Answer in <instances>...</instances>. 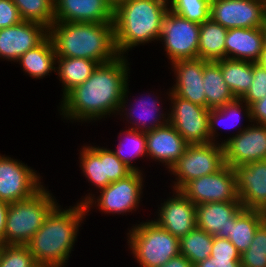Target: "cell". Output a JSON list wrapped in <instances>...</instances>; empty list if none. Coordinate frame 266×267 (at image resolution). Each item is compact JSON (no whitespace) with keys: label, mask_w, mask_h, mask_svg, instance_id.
I'll use <instances>...</instances> for the list:
<instances>
[{"label":"cell","mask_w":266,"mask_h":267,"mask_svg":"<svg viewBox=\"0 0 266 267\" xmlns=\"http://www.w3.org/2000/svg\"><path fill=\"white\" fill-rule=\"evenodd\" d=\"M126 57L118 56L109 63L99 64L84 83L75 86L61 99L60 115L67 121L87 123L110 114L117 115L130 76Z\"/></svg>","instance_id":"6da1fadb"},{"label":"cell","mask_w":266,"mask_h":267,"mask_svg":"<svg viewBox=\"0 0 266 267\" xmlns=\"http://www.w3.org/2000/svg\"><path fill=\"white\" fill-rule=\"evenodd\" d=\"M57 204L46 216L41 228L27 244L37 264L64 267L87 211L84 204L63 209Z\"/></svg>","instance_id":"7a4b0ae2"},{"label":"cell","mask_w":266,"mask_h":267,"mask_svg":"<svg viewBox=\"0 0 266 267\" xmlns=\"http://www.w3.org/2000/svg\"><path fill=\"white\" fill-rule=\"evenodd\" d=\"M49 37L57 57L84 58L105 64L119 56L114 23L53 22Z\"/></svg>","instance_id":"3957f363"},{"label":"cell","mask_w":266,"mask_h":267,"mask_svg":"<svg viewBox=\"0 0 266 267\" xmlns=\"http://www.w3.org/2000/svg\"><path fill=\"white\" fill-rule=\"evenodd\" d=\"M168 0H124L114 8L115 46L119 56L133 47L159 41ZM125 53V55H124Z\"/></svg>","instance_id":"277c9868"},{"label":"cell","mask_w":266,"mask_h":267,"mask_svg":"<svg viewBox=\"0 0 266 267\" xmlns=\"http://www.w3.org/2000/svg\"><path fill=\"white\" fill-rule=\"evenodd\" d=\"M45 188L42 186L31 197L9 204L3 244L27 245L41 228L46 216L58 204Z\"/></svg>","instance_id":"5b68a950"},{"label":"cell","mask_w":266,"mask_h":267,"mask_svg":"<svg viewBox=\"0 0 266 267\" xmlns=\"http://www.w3.org/2000/svg\"><path fill=\"white\" fill-rule=\"evenodd\" d=\"M132 227L127 233V242L139 266L160 267L180 254L179 238L174 237L155 221H142Z\"/></svg>","instance_id":"8992f818"},{"label":"cell","mask_w":266,"mask_h":267,"mask_svg":"<svg viewBox=\"0 0 266 267\" xmlns=\"http://www.w3.org/2000/svg\"><path fill=\"white\" fill-rule=\"evenodd\" d=\"M143 172L133 171L126 178L116 182H111L107 187L100 189V195L97 197L94 194H86L78 203L84 204L87 211L93 207H98L99 211L106 214H124L133 212L139 207L140 200L143 194ZM95 202V203H94Z\"/></svg>","instance_id":"52a82bcc"},{"label":"cell","mask_w":266,"mask_h":267,"mask_svg":"<svg viewBox=\"0 0 266 267\" xmlns=\"http://www.w3.org/2000/svg\"><path fill=\"white\" fill-rule=\"evenodd\" d=\"M224 166V150L220 142L188 145L169 170L171 175L176 176L172 187L180 190L187 182L218 172Z\"/></svg>","instance_id":"ba28073f"},{"label":"cell","mask_w":266,"mask_h":267,"mask_svg":"<svg viewBox=\"0 0 266 267\" xmlns=\"http://www.w3.org/2000/svg\"><path fill=\"white\" fill-rule=\"evenodd\" d=\"M200 24L168 10L162 20L159 41L170 62L198 59Z\"/></svg>","instance_id":"9c48e42d"},{"label":"cell","mask_w":266,"mask_h":267,"mask_svg":"<svg viewBox=\"0 0 266 267\" xmlns=\"http://www.w3.org/2000/svg\"><path fill=\"white\" fill-rule=\"evenodd\" d=\"M171 107L168 122L189 144L210 143L209 110L206 107L194 104L188 100L167 92Z\"/></svg>","instance_id":"30bf717a"},{"label":"cell","mask_w":266,"mask_h":267,"mask_svg":"<svg viewBox=\"0 0 266 267\" xmlns=\"http://www.w3.org/2000/svg\"><path fill=\"white\" fill-rule=\"evenodd\" d=\"M79 153L82 173L98 190L107 187L111 182L126 178L133 172L107 147L85 145Z\"/></svg>","instance_id":"8fae6325"},{"label":"cell","mask_w":266,"mask_h":267,"mask_svg":"<svg viewBox=\"0 0 266 267\" xmlns=\"http://www.w3.org/2000/svg\"><path fill=\"white\" fill-rule=\"evenodd\" d=\"M180 191L195 205L208 202L240 201L235 169L225 165L218 172L187 182Z\"/></svg>","instance_id":"7c38bea8"},{"label":"cell","mask_w":266,"mask_h":267,"mask_svg":"<svg viewBox=\"0 0 266 267\" xmlns=\"http://www.w3.org/2000/svg\"><path fill=\"white\" fill-rule=\"evenodd\" d=\"M239 126L237 132L221 142L225 165L235 169L255 161L266 160V125L251 122L250 125Z\"/></svg>","instance_id":"4fadbf2b"},{"label":"cell","mask_w":266,"mask_h":267,"mask_svg":"<svg viewBox=\"0 0 266 267\" xmlns=\"http://www.w3.org/2000/svg\"><path fill=\"white\" fill-rule=\"evenodd\" d=\"M210 18L226 29L264 28L266 0H211Z\"/></svg>","instance_id":"5bb4252c"},{"label":"cell","mask_w":266,"mask_h":267,"mask_svg":"<svg viewBox=\"0 0 266 267\" xmlns=\"http://www.w3.org/2000/svg\"><path fill=\"white\" fill-rule=\"evenodd\" d=\"M37 173L22 161L0 154V200L11 204L31 197L43 186Z\"/></svg>","instance_id":"9a60e30c"},{"label":"cell","mask_w":266,"mask_h":267,"mask_svg":"<svg viewBox=\"0 0 266 267\" xmlns=\"http://www.w3.org/2000/svg\"><path fill=\"white\" fill-rule=\"evenodd\" d=\"M49 36V28L33 21L0 29V58L16 62L28 50L41 44Z\"/></svg>","instance_id":"2e32d148"},{"label":"cell","mask_w":266,"mask_h":267,"mask_svg":"<svg viewBox=\"0 0 266 267\" xmlns=\"http://www.w3.org/2000/svg\"><path fill=\"white\" fill-rule=\"evenodd\" d=\"M158 209V218L153 221L174 237L180 239L197 227L196 205L180 190H173V196Z\"/></svg>","instance_id":"e0dca14e"},{"label":"cell","mask_w":266,"mask_h":267,"mask_svg":"<svg viewBox=\"0 0 266 267\" xmlns=\"http://www.w3.org/2000/svg\"><path fill=\"white\" fill-rule=\"evenodd\" d=\"M55 22L114 23L107 0H54Z\"/></svg>","instance_id":"ac0fdd59"},{"label":"cell","mask_w":266,"mask_h":267,"mask_svg":"<svg viewBox=\"0 0 266 267\" xmlns=\"http://www.w3.org/2000/svg\"><path fill=\"white\" fill-rule=\"evenodd\" d=\"M235 172L242 207L266 212V160L238 166Z\"/></svg>","instance_id":"d6986e66"},{"label":"cell","mask_w":266,"mask_h":267,"mask_svg":"<svg viewBox=\"0 0 266 267\" xmlns=\"http://www.w3.org/2000/svg\"><path fill=\"white\" fill-rule=\"evenodd\" d=\"M175 85L170 88L176 96L206 107L203 84V59L176 60L171 63Z\"/></svg>","instance_id":"ffe728a7"},{"label":"cell","mask_w":266,"mask_h":267,"mask_svg":"<svg viewBox=\"0 0 266 267\" xmlns=\"http://www.w3.org/2000/svg\"><path fill=\"white\" fill-rule=\"evenodd\" d=\"M188 145L169 122L146 132L147 156L161 162L169 170L184 154Z\"/></svg>","instance_id":"44dd1931"},{"label":"cell","mask_w":266,"mask_h":267,"mask_svg":"<svg viewBox=\"0 0 266 267\" xmlns=\"http://www.w3.org/2000/svg\"><path fill=\"white\" fill-rule=\"evenodd\" d=\"M128 83L129 82H127L124 91L123 100L119 110V115L120 116L124 115L126 121L128 122L130 121L129 122L130 125L132 124L130 128L147 132L166 124L168 122V114L166 115L167 112L163 113L164 111L162 110V108H160L161 107V105L159 104L160 100H158L157 96L155 97V100L154 98H149L151 95H148V98L146 99L145 97L143 98V96H141L142 98L138 99V101H136V104L133 103L135 105L134 107L129 106L131 103L127 102L129 100ZM136 111L138 113H136Z\"/></svg>","instance_id":"7402d4cb"},{"label":"cell","mask_w":266,"mask_h":267,"mask_svg":"<svg viewBox=\"0 0 266 267\" xmlns=\"http://www.w3.org/2000/svg\"><path fill=\"white\" fill-rule=\"evenodd\" d=\"M265 45L264 28L228 29L225 58L259 62Z\"/></svg>","instance_id":"603a6c76"},{"label":"cell","mask_w":266,"mask_h":267,"mask_svg":"<svg viewBox=\"0 0 266 267\" xmlns=\"http://www.w3.org/2000/svg\"><path fill=\"white\" fill-rule=\"evenodd\" d=\"M241 208V201L208 202L196 205L197 227L215 237L228 239L230 219Z\"/></svg>","instance_id":"cb8c5ba5"},{"label":"cell","mask_w":266,"mask_h":267,"mask_svg":"<svg viewBox=\"0 0 266 267\" xmlns=\"http://www.w3.org/2000/svg\"><path fill=\"white\" fill-rule=\"evenodd\" d=\"M266 220V212L242 207L231 219L228 239L242 254L252 243L258 227Z\"/></svg>","instance_id":"d4e9b609"},{"label":"cell","mask_w":266,"mask_h":267,"mask_svg":"<svg viewBox=\"0 0 266 267\" xmlns=\"http://www.w3.org/2000/svg\"><path fill=\"white\" fill-rule=\"evenodd\" d=\"M55 49L51 38L48 36L37 47L28 50L23 54L17 62L21 65V69L25 74L35 79H42L49 73L56 72Z\"/></svg>","instance_id":"484cf974"},{"label":"cell","mask_w":266,"mask_h":267,"mask_svg":"<svg viewBox=\"0 0 266 267\" xmlns=\"http://www.w3.org/2000/svg\"><path fill=\"white\" fill-rule=\"evenodd\" d=\"M206 96V108L224 106L236 98L225 83L220 65L216 61L203 60V84Z\"/></svg>","instance_id":"4316f807"},{"label":"cell","mask_w":266,"mask_h":267,"mask_svg":"<svg viewBox=\"0 0 266 267\" xmlns=\"http://www.w3.org/2000/svg\"><path fill=\"white\" fill-rule=\"evenodd\" d=\"M56 65V73L63 86V98L75 86L84 83L99 63L84 58L57 57Z\"/></svg>","instance_id":"83f0119b"},{"label":"cell","mask_w":266,"mask_h":267,"mask_svg":"<svg viewBox=\"0 0 266 267\" xmlns=\"http://www.w3.org/2000/svg\"><path fill=\"white\" fill-rule=\"evenodd\" d=\"M227 31L211 18L200 24L198 58L205 61L224 59Z\"/></svg>","instance_id":"f1b7e54d"},{"label":"cell","mask_w":266,"mask_h":267,"mask_svg":"<svg viewBox=\"0 0 266 267\" xmlns=\"http://www.w3.org/2000/svg\"><path fill=\"white\" fill-rule=\"evenodd\" d=\"M241 115L245 116L244 118L245 119L247 118L249 122H252L250 106L247 103H245L242 99H237V98L232 102L226 103L222 107L210 109L209 110L210 142L217 143L216 139H218L217 137L219 135L217 133V129L219 130L218 126L223 127L224 130L225 128L231 129L232 127L238 126L239 120L241 121L242 119ZM228 123L231 124L228 125Z\"/></svg>","instance_id":"f546056e"},{"label":"cell","mask_w":266,"mask_h":267,"mask_svg":"<svg viewBox=\"0 0 266 267\" xmlns=\"http://www.w3.org/2000/svg\"><path fill=\"white\" fill-rule=\"evenodd\" d=\"M225 83L237 99H241L252 84V62L224 58L216 61Z\"/></svg>","instance_id":"4dcf8cb0"},{"label":"cell","mask_w":266,"mask_h":267,"mask_svg":"<svg viewBox=\"0 0 266 267\" xmlns=\"http://www.w3.org/2000/svg\"><path fill=\"white\" fill-rule=\"evenodd\" d=\"M121 130L119 135L124 138L119 141L116 150L112 151L115 155L132 171L141 172L138 167L133 166L132 162L137 158L147 157V146H146V132L128 128L124 131Z\"/></svg>","instance_id":"1f68e13d"},{"label":"cell","mask_w":266,"mask_h":267,"mask_svg":"<svg viewBox=\"0 0 266 267\" xmlns=\"http://www.w3.org/2000/svg\"><path fill=\"white\" fill-rule=\"evenodd\" d=\"M213 240V235L196 227L179 239L180 254L196 265L211 256Z\"/></svg>","instance_id":"d6a6232c"},{"label":"cell","mask_w":266,"mask_h":267,"mask_svg":"<svg viewBox=\"0 0 266 267\" xmlns=\"http://www.w3.org/2000/svg\"><path fill=\"white\" fill-rule=\"evenodd\" d=\"M25 21L38 22L49 28L55 22L54 0H12Z\"/></svg>","instance_id":"836d02e7"},{"label":"cell","mask_w":266,"mask_h":267,"mask_svg":"<svg viewBox=\"0 0 266 267\" xmlns=\"http://www.w3.org/2000/svg\"><path fill=\"white\" fill-rule=\"evenodd\" d=\"M211 0H168V8L173 13L202 24L210 18Z\"/></svg>","instance_id":"e575fe53"},{"label":"cell","mask_w":266,"mask_h":267,"mask_svg":"<svg viewBox=\"0 0 266 267\" xmlns=\"http://www.w3.org/2000/svg\"><path fill=\"white\" fill-rule=\"evenodd\" d=\"M241 267H266V220L258 227L250 247L240 255Z\"/></svg>","instance_id":"d590c367"},{"label":"cell","mask_w":266,"mask_h":267,"mask_svg":"<svg viewBox=\"0 0 266 267\" xmlns=\"http://www.w3.org/2000/svg\"><path fill=\"white\" fill-rule=\"evenodd\" d=\"M37 262L27 245L0 246V267H36Z\"/></svg>","instance_id":"8d00e7d4"},{"label":"cell","mask_w":266,"mask_h":267,"mask_svg":"<svg viewBox=\"0 0 266 267\" xmlns=\"http://www.w3.org/2000/svg\"><path fill=\"white\" fill-rule=\"evenodd\" d=\"M253 79L249 90L241 98L249 106L266 96V69L258 62H252Z\"/></svg>","instance_id":"74e56055"},{"label":"cell","mask_w":266,"mask_h":267,"mask_svg":"<svg viewBox=\"0 0 266 267\" xmlns=\"http://www.w3.org/2000/svg\"><path fill=\"white\" fill-rule=\"evenodd\" d=\"M240 255L229 239L214 236L211 258L240 259Z\"/></svg>","instance_id":"f35d334b"},{"label":"cell","mask_w":266,"mask_h":267,"mask_svg":"<svg viewBox=\"0 0 266 267\" xmlns=\"http://www.w3.org/2000/svg\"><path fill=\"white\" fill-rule=\"evenodd\" d=\"M22 21L18 8L12 0H0V29L19 24Z\"/></svg>","instance_id":"ab89813d"},{"label":"cell","mask_w":266,"mask_h":267,"mask_svg":"<svg viewBox=\"0 0 266 267\" xmlns=\"http://www.w3.org/2000/svg\"><path fill=\"white\" fill-rule=\"evenodd\" d=\"M250 113L253 123L266 125V96L250 105Z\"/></svg>","instance_id":"60d3db41"},{"label":"cell","mask_w":266,"mask_h":267,"mask_svg":"<svg viewBox=\"0 0 266 267\" xmlns=\"http://www.w3.org/2000/svg\"><path fill=\"white\" fill-rule=\"evenodd\" d=\"M194 267H241L240 259L211 258L205 259Z\"/></svg>","instance_id":"b9f144b4"},{"label":"cell","mask_w":266,"mask_h":267,"mask_svg":"<svg viewBox=\"0 0 266 267\" xmlns=\"http://www.w3.org/2000/svg\"><path fill=\"white\" fill-rule=\"evenodd\" d=\"M160 267H194V265L184 255L178 254Z\"/></svg>","instance_id":"7bdbcfd3"},{"label":"cell","mask_w":266,"mask_h":267,"mask_svg":"<svg viewBox=\"0 0 266 267\" xmlns=\"http://www.w3.org/2000/svg\"><path fill=\"white\" fill-rule=\"evenodd\" d=\"M8 207H9L8 203L0 200V246L3 245Z\"/></svg>","instance_id":"ee69618b"},{"label":"cell","mask_w":266,"mask_h":267,"mask_svg":"<svg viewBox=\"0 0 266 267\" xmlns=\"http://www.w3.org/2000/svg\"><path fill=\"white\" fill-rule=\"evenodd\" d=\"M264 33H265V45H264L261 59L258 63H260L266 69V26L264 27Z\"/></svg>","instance_id":"f6af8a7d"},{"label":"cell","mask_w":266,"mask_h":267,"mask_svg":"<svg viewBox=\"0 0 266 267\" xmlns=\"http://www.w3.org/2000/svg\"><path fill=\"white\" fill-rule=\"evenodd\" d=\"M109 4L115 8L120 2H123L124 0H107Z\"/></svg>","instance_id":"bcb514c9"},{"label":"cell","mask_w":266,"mask_h":267,"mask_svg":"<svg viewBox=\"0 0 266 267\" xmlns=\"http://www.w3.org/2000/svg\"><path fill=\"white\" fill-rule=\"evenodd\" d=\"M36 267H55L52 265H43V264H37Z\"/></svg>","instance_id":"7dc6e473"}]
</instances>
